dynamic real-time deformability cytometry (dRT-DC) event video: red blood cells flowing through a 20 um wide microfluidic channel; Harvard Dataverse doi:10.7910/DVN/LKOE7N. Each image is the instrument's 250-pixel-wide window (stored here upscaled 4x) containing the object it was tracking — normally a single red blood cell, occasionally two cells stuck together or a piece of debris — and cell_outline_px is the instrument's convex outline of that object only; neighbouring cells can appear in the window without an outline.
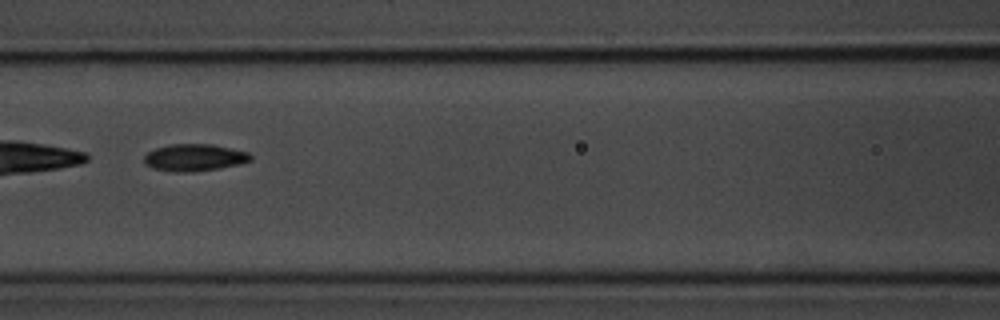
{"species": "common noctule bat (a hibernating species)", "species_latin": "Nyctalus noctula", "temperature_condition": "room temperature", "stored_images_in_passage": 42, "camera_frame_rate_fps": 3000, "um_per_image_px": 0.085, "animal": {"sex": "male", "body_mass_g": 20.1, "forearm_length_mm": 53.5}, "frame": {"image": 1, "passage_image": 13, "time_ms": 4.0, "image_size_px": [1000, 320], "cell_outline_px": [[252, 160], [240, 164], [220, 168], [192, 172], [176, 172], [152, 168], [144, 164], [144, 156], [148, 152], [156, 148], [168, 144], [212, 144], [248, 152], [252, 156]], "centroid_in_image_um": [16.52, 13.39], "position_along_channel_um": 150.1, "area_um2": 16.88}, "authors_computed_cell_mechanics": {"area_um2": 16.762, "velocity_mm_per_s": 3.704, "shape_relaxation_time_tau1_ms": 2.7347, "shape_relaxation_time_tau2_ms": 3.8151, "deformation_change_tau1": 0.1101, "deformation_change_tau2": 0.0862}}